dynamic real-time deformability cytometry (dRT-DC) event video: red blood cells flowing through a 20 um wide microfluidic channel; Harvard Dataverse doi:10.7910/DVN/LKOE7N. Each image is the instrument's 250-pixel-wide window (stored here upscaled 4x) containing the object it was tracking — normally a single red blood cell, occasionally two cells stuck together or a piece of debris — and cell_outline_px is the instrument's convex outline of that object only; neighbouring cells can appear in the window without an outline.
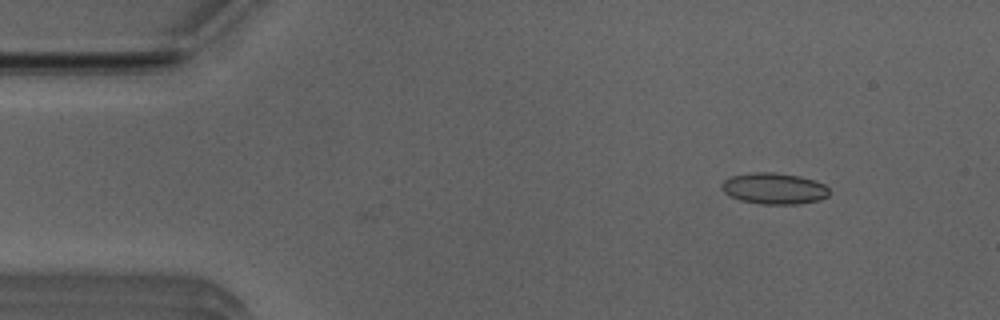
{"species": "Egyptian fruit bat (a non-hibernating species)", "species_latin": "Rousettus aegyptiacus", "temperature_condition": "room temperature", "stored_images_in_passage": 3, "camera_frame_rate_fps": 3000, "um_per_image_px": 0.085, "animal": {"sex": "male"}, "frame": {"image": 1, "passage_image": 3, "time_ms": 0.667, "image_size_px": [1000, 320], "cell_outline_px": [[828, 196], [820, 200], [796, 204], [764, 204], [740, 200], [724, 192], [720, 188], [720, 184], [724, 180], [732, 176], [752, 172], [772, 172], [800, 176], [816, 180], [824, 184], [828, 188]], "centroid_in_image_um": [65.8, 16.01], "position_along_channel_um": 19.2, "area_um2": 19.59}}